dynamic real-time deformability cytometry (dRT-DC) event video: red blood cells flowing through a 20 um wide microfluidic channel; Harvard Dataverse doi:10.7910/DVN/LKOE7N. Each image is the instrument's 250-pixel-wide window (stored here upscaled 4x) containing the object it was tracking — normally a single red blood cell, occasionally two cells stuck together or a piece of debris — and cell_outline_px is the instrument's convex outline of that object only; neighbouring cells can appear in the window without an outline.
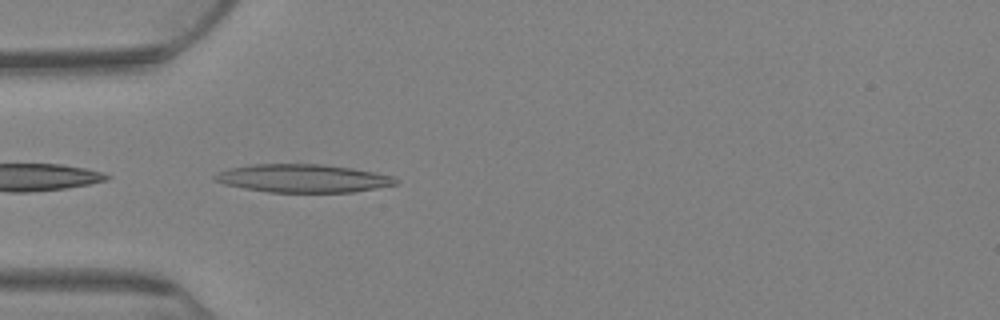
{"species": "Egyptian fruit bat (a non-hibernating species)", "species_latin": "Rousettus aegyptiacus", "temperature_condition": "warm", "stored_images_in_passage": 10, "camera_frame_rate_fps": 3000, "um_per_image_px": 0.085, "animal": {"sex": "female"}, "frame": {"image": 1, "passage_image": 1, "time_ms": 0.0, "image_size_px": [1000, 320], "cell_outline_px": [[400, 180], [396, 184], [356, 192], [268, 192], [244, 188], [224, 184], [212, 180], [212, 176], [228, 168], [252, 164], [324, 164], [352, 168], [392, 176]], "centroid_in_image_um": [25.73, 15.16], "position_along_channel_um": 59.3, "area_um2": 29.71}}
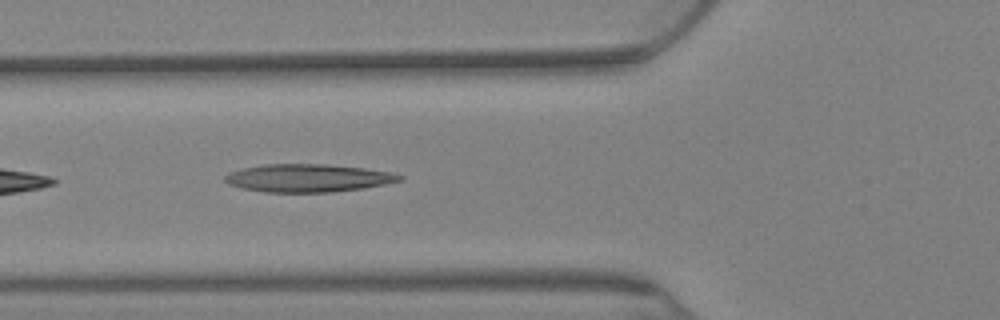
{"frame": {"image": 2, "passage_image": 6, "time_ms": 1.667, "image_size_px": [1000, 320], "cell_outline_px": [[404, 180], [364, 188], [332, 192], [264, 192], [244, 188], [228, 184], [224, 180], [224, 176], [232, 172], [244, 168], [264, 164], [328, 164], [364, 168], [392, 172], [404, 176]], "centroid_in_image_um": [26.23, 15.13], "position_along_channel_um": 99.6, "area_um2": 28.38}}
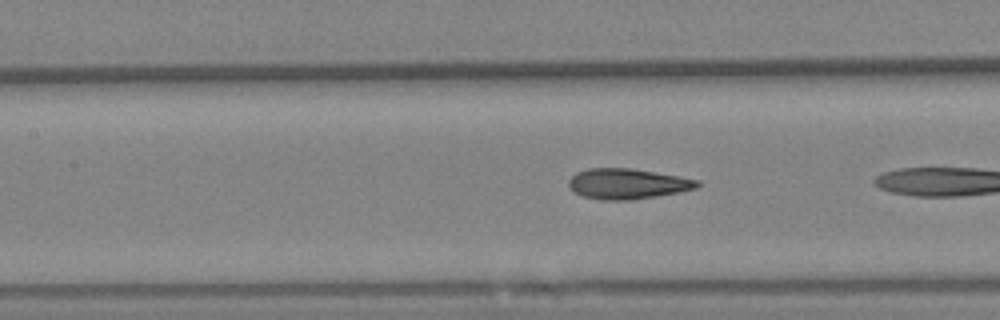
{"frame": {"image": 3, "passage_image": 9, "time_ms": 2.667, "image_size_px": [1000, 320], "cell_outline_px": [[700, 184], [696, 188], [680, 192], [656, 196], [628, 200], [600, 200], [584, 196], [576, 192], [568, 184], [568, 180], [576, 172], [588, 168], [632, 168], [680, 176], [700, 180]], "centroid_in_image_um": [53.35, 15.61], "position_along_channel_um": 154.0, "area_um2": 22.77}}